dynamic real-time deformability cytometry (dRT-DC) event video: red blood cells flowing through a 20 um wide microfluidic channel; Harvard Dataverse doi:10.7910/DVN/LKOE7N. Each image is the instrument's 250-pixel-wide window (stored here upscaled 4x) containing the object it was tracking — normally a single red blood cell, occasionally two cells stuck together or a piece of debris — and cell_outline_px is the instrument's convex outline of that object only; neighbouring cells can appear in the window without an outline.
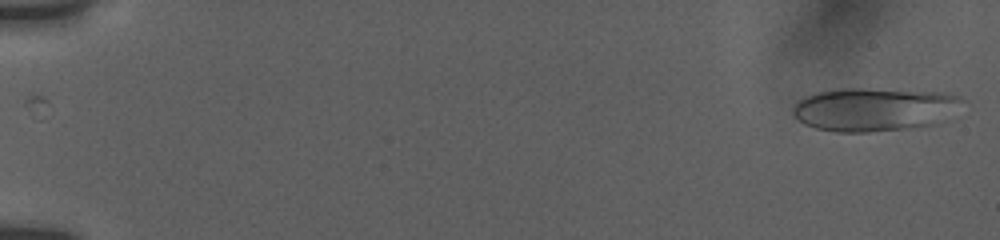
{"species": "human", "species_latin": "Homo sapiens", "temperature_condition": "room temperature", "stored_images_in_passage": 55, "camera_frame_rate_fps": 3000, "um_per_image_px": 0.085, "donor": {"sex": "female"}, "frame": {"image": 1, "passage_image": 2, "time_ms": 0.333, "image_size_px": [1000, 240], "cell_outline_px": [[968, 100], [936, 124], [912, 128], [872, 132], [836, 132], [816, 128], [804, 124], [792, 116], [792, 108], [800, 100], [816, 92], [848, 88], [860, 88], [940, 92], [960, 96]], "centroid_in_image_um": [74.32, 9.3], "position_along_channel_um": 10.7, "area_um2": 42.95}}
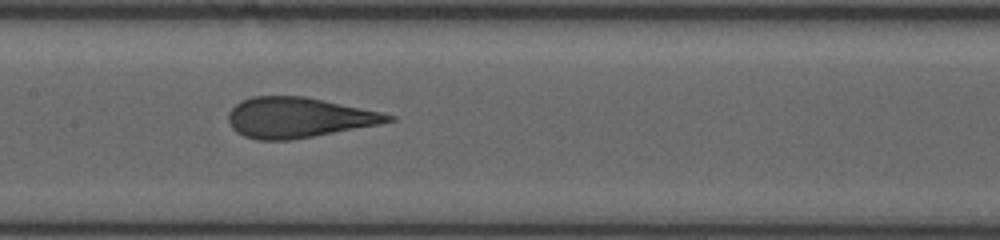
{"frame": {"image": 2, "passage_image": 29, "time_ms": 9.333, "image_size_px": [1000, 240], "cell_outline_px": [[396, 120], [380, 124], [312, 136], [288, 140], [256, 140], [244, 136], [236, 132], [232, 128], [228, 120], [228, 112], [240, 100], [252, 96], [304, 96], [324, 100], [380, 112], [396, 116]], "centroid_in_image_um": [25.33, 9.99], "position_along_channel_um": 182.1, "area_um2": 37.34}}
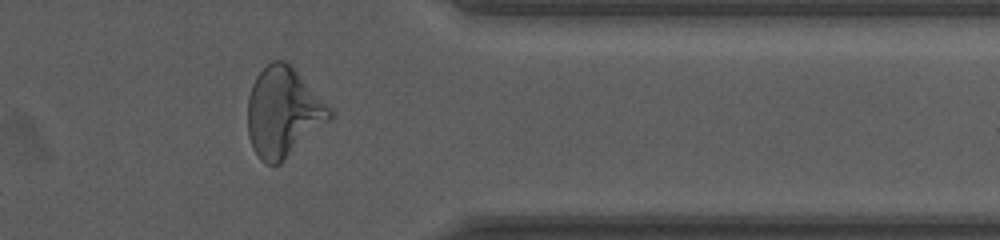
{"frame": {"image": 3, "passage_image": 46, "time_ms": 15.0, "image_size_px": [1000, 240], "cell_outline_px": [[332, 120], [280, 164], [268, 164], [260, 160], [252, 148], [248, 136], [248, 96], [252, 84], [256, 76], [272, 60], [284, 60], [332, 108]], "centroid_in_image_um": [24.08, 9.58], "position_along_channel_um": 387.3, "area_um2": 42.83}, "authors_computed_cell_mechanics": {"area_um2": 39.3618, "velocity_mm_per_s": 3.7679, "shape_relaxation_time_tau1_ms": 9.4271, "shape_relaxation_time_tau2_ms": 0.7949, "deformation_change_tau1": 0.2438, "deformation_change_tau2": 0.1041}}